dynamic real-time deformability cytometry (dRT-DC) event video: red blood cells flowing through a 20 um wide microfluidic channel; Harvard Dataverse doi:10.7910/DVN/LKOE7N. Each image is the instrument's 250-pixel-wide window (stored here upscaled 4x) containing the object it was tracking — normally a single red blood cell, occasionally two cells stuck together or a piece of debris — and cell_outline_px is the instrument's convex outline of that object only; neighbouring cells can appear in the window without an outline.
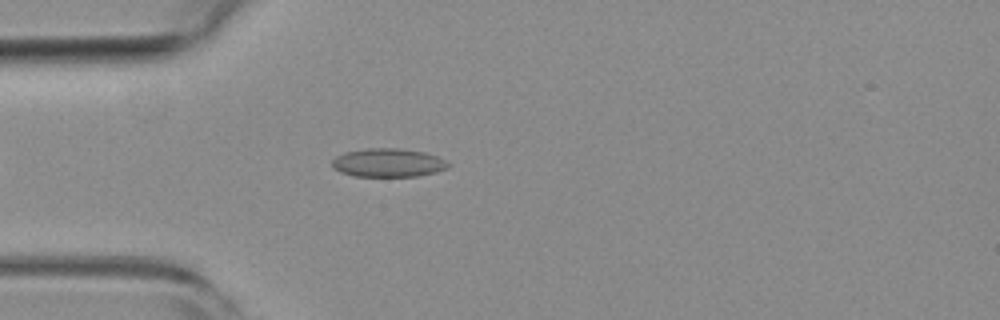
{"species": "common noctule bat (a hibernating species)", "species_latin": "Nyctalus noctula", "temperature_condition": "room temperature", "stored_images_in_passage": 53, "camera_frame_rate_fps": 3000, "um_per_image_px": 0.085, "animal": {"sex": "female", "body_mass_g": 19.3, "forearm_length_mm": 54.1}, "frame": {"image": 1, "passage_image": 14, "time_ms": 4.333, "image_size_px": [1000, 320], "cell_outline_px": [[452, 164], [448, 168], [436, 172], [416, 176], [352, 176], [340, 172], [332, 168], [332, 160], [336, 156], [344, 152], [368, 148], [400, 148], [424, 152], [436, 156]], "centroid_in_image_um": [32.97, 13.83], "position_along_channel_um": 52.0, "area_um2": 19.42}}
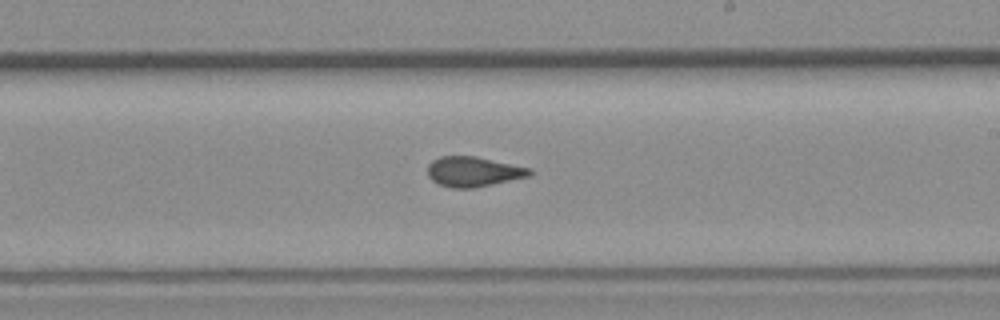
{"frame": {"image": 2, "passage_image": 30, "time_ms": 9.667, "image_size_px": [1000, 320], "cell_outline_px": [[532, 176], [472, 188], [452, 188], [440, 184], [432, 180], [428, 176], [428, 164], [432, 160], [440, 156], [476, 156], [532, 168]], "centroid_in_image_um": [40.26, 14.58], "position_along_channel_um": 248.7, "area_um2": 17.92}}
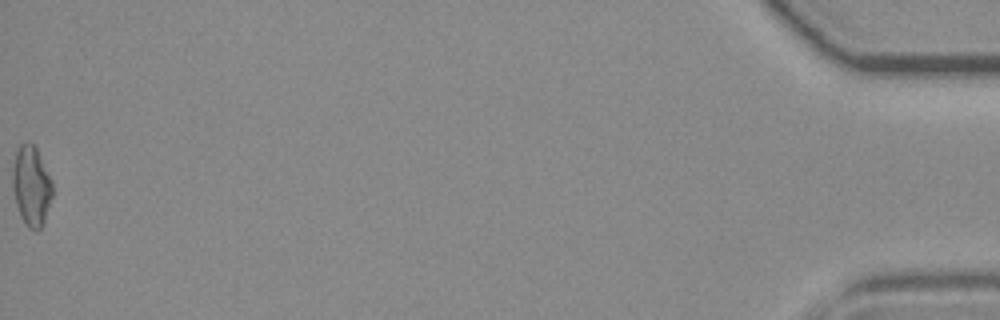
{"frame": {"image": 3, "passage_image": 53, "time_ms": 17.333, "image_size_px": [1000, 320], "cell_outline_px": [[52, 196], [44, 220], [40, 228], [28, 228], [24, 224], [20, 216], [16, 204], [12, 188], [12, 168], [16, 152], [20, 144], [32, 144], [36, 148], [52, 180]], "centroid_in_image_um": [2.64, 15.81], "position_along_channel_um": 432.6, "area_um2": 18.32}, "authors_computed_cell_mechanics": {"area_um2": 18.0336, "velocity_mm_per_s": 3.8246, "shape_relaxation_time_tau1_ms": null, "shape_relaxation_time_tau2_ms": 1.7318, "deformation_change_tau1": null, "deformation_change_tau2": 0.0504}}